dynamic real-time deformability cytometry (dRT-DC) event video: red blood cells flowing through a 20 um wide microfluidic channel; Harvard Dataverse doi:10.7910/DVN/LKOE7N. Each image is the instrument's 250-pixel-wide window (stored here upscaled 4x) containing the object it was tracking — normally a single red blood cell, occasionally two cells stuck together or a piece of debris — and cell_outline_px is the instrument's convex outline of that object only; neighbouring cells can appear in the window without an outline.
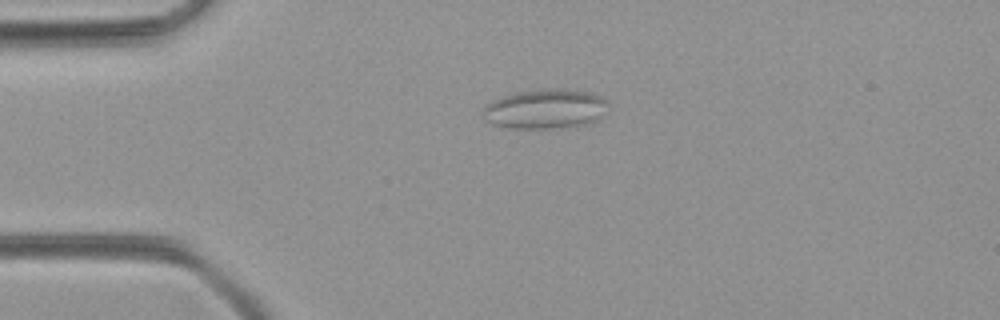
{"species": "common noctule bat (a hibernating species)", "species_latin": "Nyctalus noctula", "temperature_condition": "room temperature", "stored_images_in_passage": 44, "camera_frame_rate_fps": 3000, "um_per_image_px": 0.085, "animal": {"sex": "female", "body_mass_g": 21.9}, "frame": {"image": 1, "passage_image": 6, "time_ms": 1.667, "image_size_px": [1000, 320], "cell_outline_px": [[608, 104], [600, 120], [584, 124], [548, 128], [516, 128], [492, 124], [484, 120], [484, 108], [488, 104], [504, 96], [516, 92], [552, 88], [564, 88], [588, 92], [600, 96], [608, 100]], "centroid_in_image_um": [46.4, 9.25], "position_along_channel_um": 38.6, "area_um2": 28.61}}
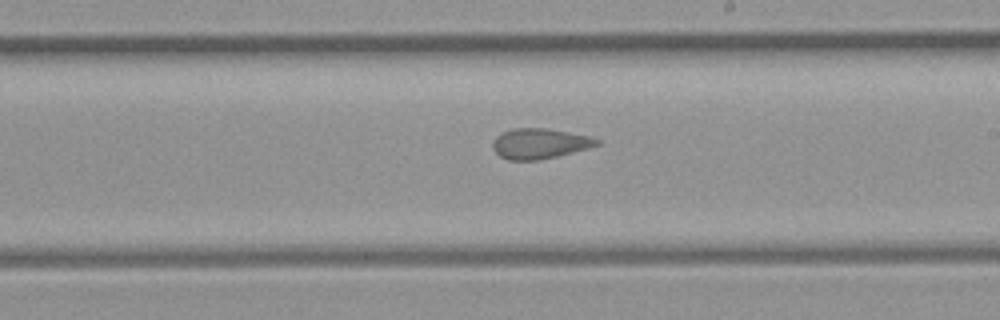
{"frame": {"image": 2, "passage_image": 23, "time_ms": 7.333, "image_size_px": [1000, 320], "cell_outline_px": [[600, 144], [588, 148], [540, 160], [508, 160], [500, 156], [492, 148], [492, 144], [496, 136], [512, 128], [544, 128], [592, 136], [600, 140]], "centroid_in_image_um": [45.87, 12.2], "position_along_channel_um": 243.1, "area_um2": 18.32}}
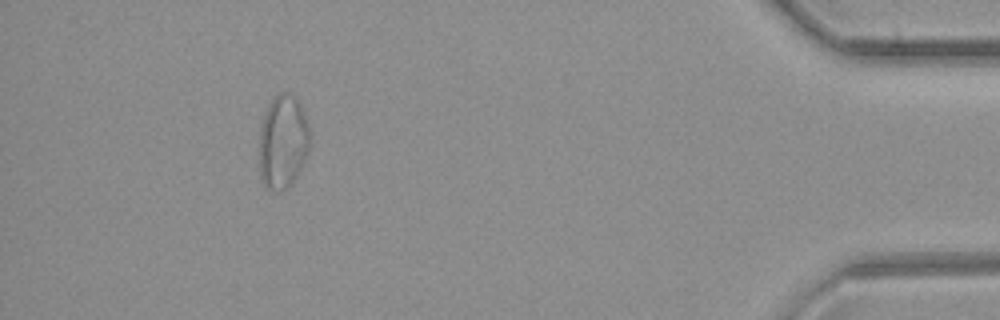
{"frame": {"image": 3, "passage_image": 40, "time_ms": 13.0, "image_size_px": [1000, 320], "cell_outline_px": [[308, 152], [296, 176], [284, 188], [268, 188], [264, 184], [260, 176], [260, 124], [264, 112], [268, 104], [280, 92], [288, 92], [296, 96], [300, 104], [308, 124]], "centroid_in_image_um": [24.02, 11.96], "position_along_channel_um": 411.2, "area_um2": 27.05}}